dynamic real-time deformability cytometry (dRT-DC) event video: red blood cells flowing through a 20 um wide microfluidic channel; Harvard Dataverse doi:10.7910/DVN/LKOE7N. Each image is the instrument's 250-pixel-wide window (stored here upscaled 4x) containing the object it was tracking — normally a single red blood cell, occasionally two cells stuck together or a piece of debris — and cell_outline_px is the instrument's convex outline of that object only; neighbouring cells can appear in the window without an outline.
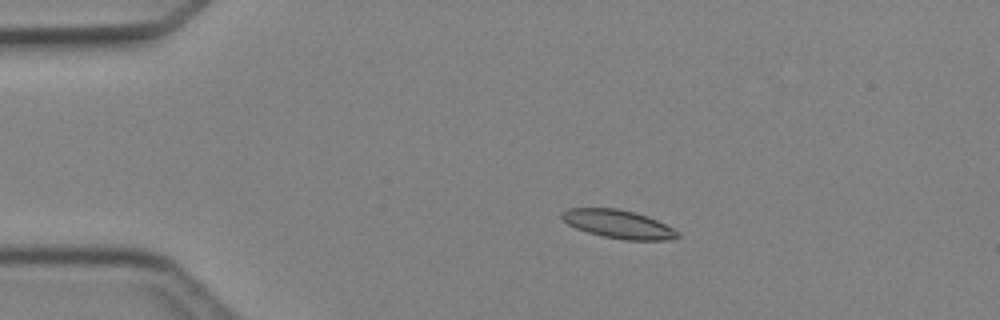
{"species": "Egyptian fruit bat (a non-hibernating species)", "species_latin": "Rousettus aegyptiacus", "temperature_condition": "cold", "stored_images_in_passage": 5, "camera_frame_rate_fps": 3000, "um_per_image_px": 0.085, "animal": {"sex": "female"}, "frame": {"image": 1, "passage_image": 3, "time_ms": 2.333, "image_size_px": [1000, 320], "cell_outline_px": [[680, 236], [664, 240], [624, 240], [604, 236], [588, 232], [576, 228], [568, 224], [560, 216], [560, 212], [568, 208], [616, 208], [636, 212], [648, 216], [680, 232]], "centroid_in_image_um": [52.54, 19.04], "position_along_channel_um": 32.5, "area_um2": 19.07}}
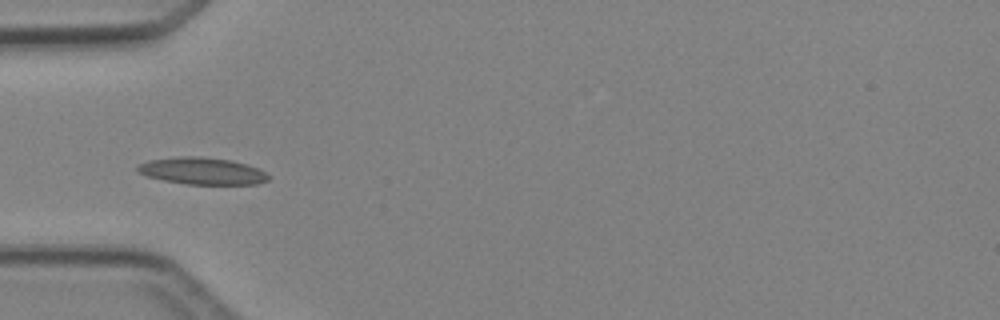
{"frame": {"image": 2, "passage_image": 4, "time_ms": 4.333, "image_size_px": [1000, 320], "cell_outline_px": [[268, 180], [256, 184], [188, 184], [164, 180], [148, 176], [136, 172], [136, 168], [140, 164], [148, 160], [180, 156], [200, 156], [232, 160], [256, 168], [264, 172], [268, 176]], "centroid_in_image_um": [17.14, 14.52], "position_along_channel_um": 67.9, "area_um2": 20.35}}
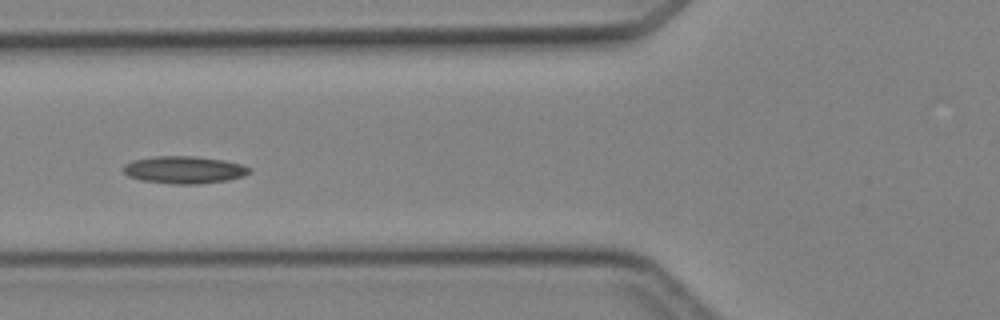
{"frame": {"image": 3, "passage_image": 5, "time_ms": 5.333, "image_size_px": [1000, 320], "cell_outline_px": [[248, 172], [244, 176], [228, 180], [200, 184], [172, 184], [140, 180], [128, 176], [124, 172], [124, 164], [132, 160], [156, 156], [196, 156], [224, 160], [240, 164], [248, 168]], "centroid_in_image_um": [15.61, 14.44], "position_along_channel_um": 110.2, "area_um2": 20.06}}